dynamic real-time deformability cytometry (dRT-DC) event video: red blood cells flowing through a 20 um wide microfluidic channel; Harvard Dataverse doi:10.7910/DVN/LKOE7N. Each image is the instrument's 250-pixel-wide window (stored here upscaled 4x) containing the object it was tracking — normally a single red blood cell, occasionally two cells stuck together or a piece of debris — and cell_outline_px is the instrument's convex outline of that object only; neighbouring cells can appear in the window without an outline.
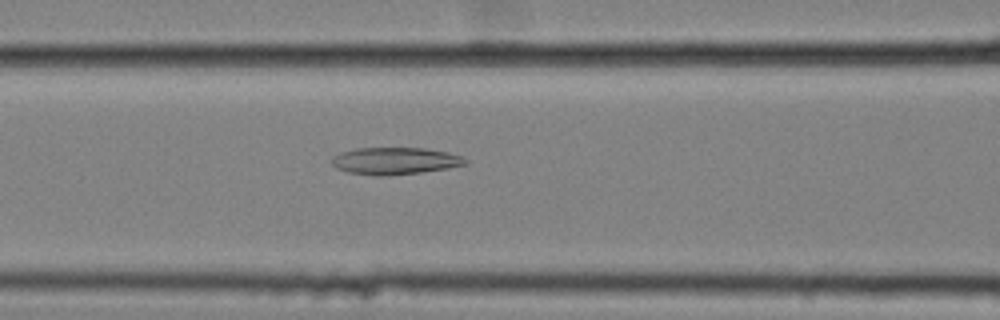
{"species": "common noctule bat (a hibernating species)", "species_latin": "Nyctalus noctula", "temperature_condition": "cold", "stored_images_in_passage": 41, "camera_frame_rate_fps": 3000, "um_per_image_px": 0.085, "animal": {"sex": "female", "body_mass_g": 25.1}, "frame": {"image": 1, "passage_image": 9, "time_ms": 2.667, "image_size_px": [1000, 320], "cell_outline_px": [[468, 164], [448, 168], [420, 172], [388, 176], [376, 176], [348, 172], [336, 168], [332, 164], [332, 156], [340, 152], [356, 148], [424, 148], [448, 152], [460, 156], [468, 160]], "centroid_in_image_um": [33.56, 13.68], "position_along_channel_um": 133.0, "area_um2": 21.15}}
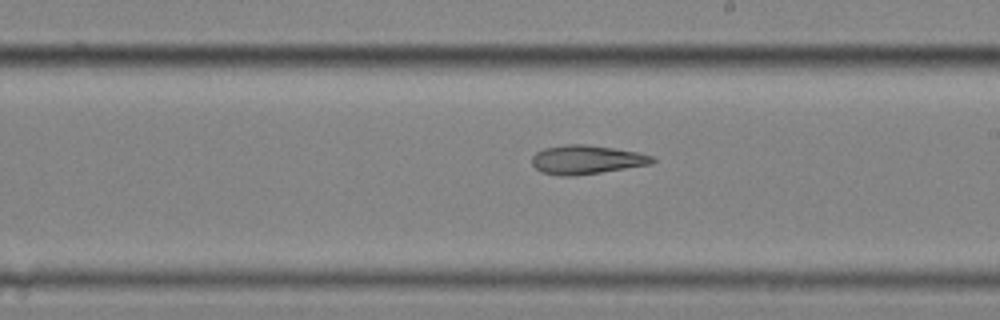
{"frame": {"image": 2, "passage_image": 18, "time_ms": 5.667, "image_size_px": [1000, 320], "cell_outline_px": [[656, 160], [652, 164], [600, 172], [572, 176], [560, 176], [540, 172], [532, 164], [532, 156], [536, 152], [544, 148], [564, 144], [588, 144], [640, 152], [652, 156]], "centroid_in_image_um": [49.84, 13.56], "position_along_channel_um": 239.2, "area_um2": 20.4}}
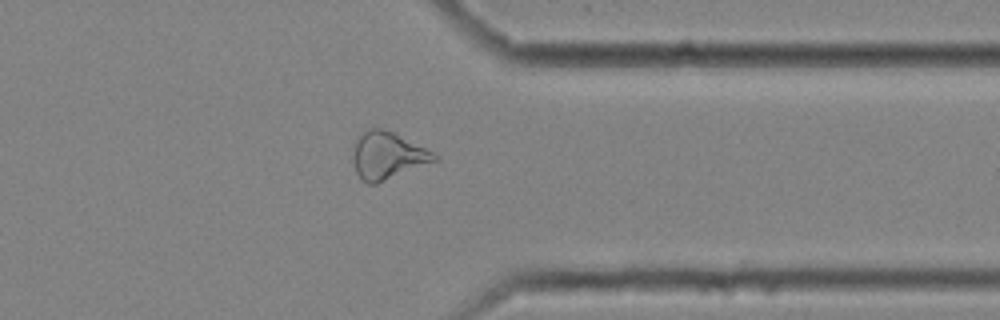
{"frame": {"image": 3, "passage_image": 30, "time_ms": 9.667, "image_size_px": [1000, 320], "cell_outline_px": [[436, 160], [376, 184], [368, 184], [360, 180], [356, 172], [352, 160], [352, 156], [356, 140], [368, 128], [380, 128], [392, 132], [432, 152], [436, 156]], "centroid_in_image_um": [32.86, 13.25], "position_along_channel_um": 378.5, "area_um2": 21.85}}